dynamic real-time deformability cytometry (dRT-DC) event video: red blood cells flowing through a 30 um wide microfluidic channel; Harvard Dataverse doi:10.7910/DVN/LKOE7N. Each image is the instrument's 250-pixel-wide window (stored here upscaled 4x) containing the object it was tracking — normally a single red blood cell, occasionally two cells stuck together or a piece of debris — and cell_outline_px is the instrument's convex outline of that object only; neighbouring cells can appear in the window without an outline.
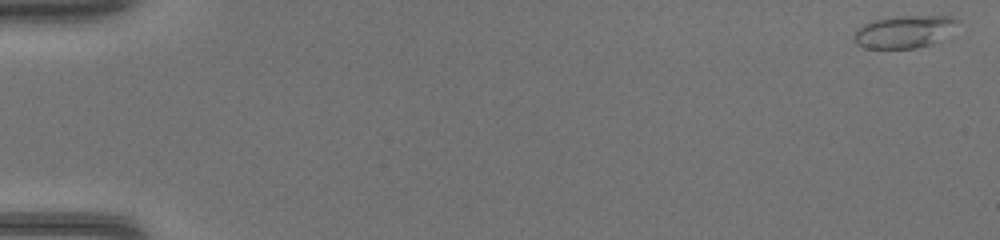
{"species": "common noctule bat (a hibernating species)", "species_latin": "Nyctalus noctula", "temperature_condition": "warm", "stored_images_in_passage": 39, "camera_frame_rate_fps": 3000, "um_per_image_px": 0.085, "animal": {"sex": "female", "body_mass_g": 17.0, "forearm_length_mm": 48.0}, "frame": {"image": 1, "passage_image": 1, "time_ms": 0.0, "image_size_px": [1000, 240], "cell_outline_px": [[960, 20], [932, 44], [916, 48], [864, 48], [856, 44], [852, 40], [852, 36], [856, 28], [872, 20], [888, 16], [952, 16]], "centroid_in_image_um": [76.72, 2.68], "position_along_channel_um": 8.3, "area_um2": 19.48}}
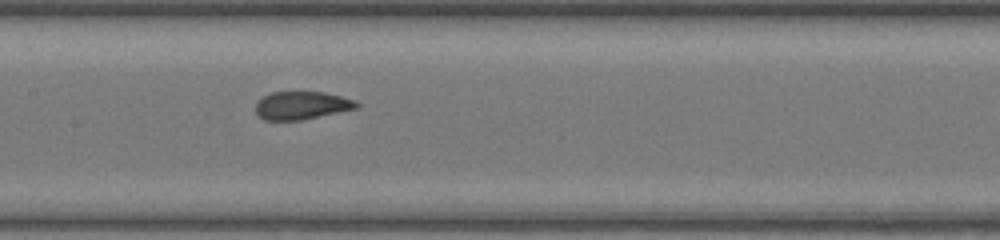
{"frame": {"image": 2, "passage_image": 24, "time_ms": 7.667, "image_size_px": [1000, 240], "cell_outline_px": [[360, 104], [356, 108], [300, 120], [264, 120], [256, 116], [256, 104], [264, 96], [272, 92], [324, 92], [356, 100]], "centroid_in_image_um": [25.62, 8.96], "position_along_channel_um": 181.8, "area_um2": 16.3}}
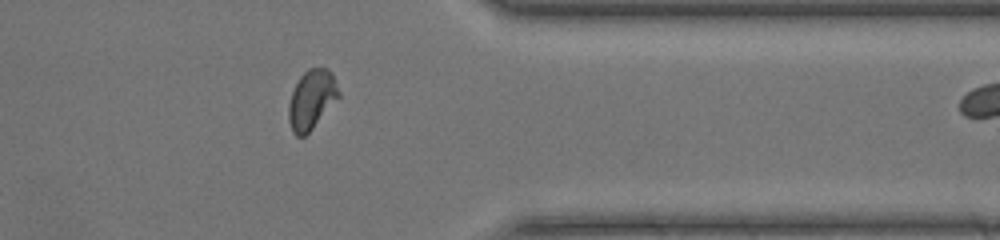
{"frame": {"image": 3, "passage_image": 38, "time_ms": 12.333, "image_size_px": [1000, 240], "cell_outline_px": [[340, 96], [312, 128], [304, 136], [296, 136], [292, 132], [288, 120], [288, 104], [292, 92], [300, 76], [308, 68], [324, 68], [332, 72], [340, 92]], "centroid_in_image_um": [26.47, 8.45], "position_along_channel_um": 384.9, "area_um2": 17.17}}